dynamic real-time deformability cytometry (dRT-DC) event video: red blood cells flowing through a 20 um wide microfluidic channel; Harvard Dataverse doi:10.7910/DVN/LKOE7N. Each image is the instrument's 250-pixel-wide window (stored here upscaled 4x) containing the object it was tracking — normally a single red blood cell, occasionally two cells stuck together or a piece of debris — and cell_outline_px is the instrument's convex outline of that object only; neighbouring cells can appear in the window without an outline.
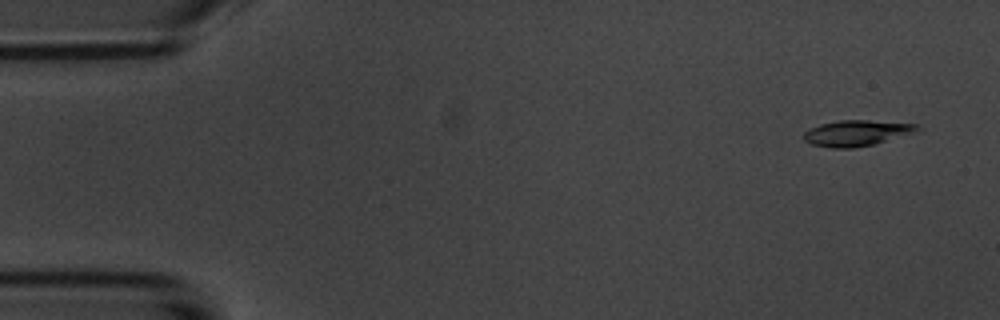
{"species": "common noctule bat (a hibernating species)", "species_latin": "Nyctalus noctula", "temperature_condition": "room temperature", "stored_images_in_passage": 4, "camera_frame_rate_fps": 3000, "um_per_image_px": 0.085, "animal": {"sex": "male", "body_mass_g": 20.1, "forearm_length_mm": 53.5}, "frame": {"image": 1, "passage_image": 1, "time_ms": 0.0, "image_size_px": [1000, 320], "cell_outline_px": [[920, 128], [912, 132], [872, 144], [852, 148], [832, 148], [812, 144], [804, 140], [804, 132], [820, 124], [840, 120], [868, 120], [920, 124]], "centroid_in_image_um": [72.77, 11.3], "position_along_channel_um": 12.2, "area_um2": 16.65}}
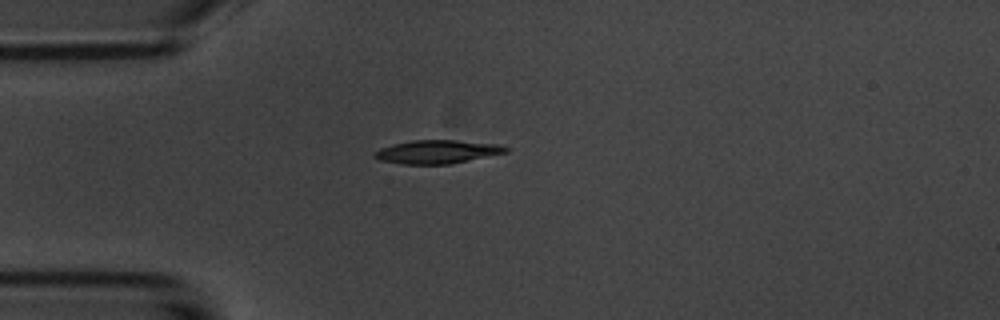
{"frame": {"image": 2, "passage_image": 4, "time_ms": 3.667, "image_size_px": [1000, 320], "cell_outline_px": [[512, 148], [508, 152], [448, 164], [400, 164], [380, 160], [372, 156], [372, 152], [380, 148], [412, 140], [456, 140], [500, 144]], "centroid_in_image_um": [37.17, 12.9], "position_along_channel_um": 47.8, "area_um2": 17.98}}